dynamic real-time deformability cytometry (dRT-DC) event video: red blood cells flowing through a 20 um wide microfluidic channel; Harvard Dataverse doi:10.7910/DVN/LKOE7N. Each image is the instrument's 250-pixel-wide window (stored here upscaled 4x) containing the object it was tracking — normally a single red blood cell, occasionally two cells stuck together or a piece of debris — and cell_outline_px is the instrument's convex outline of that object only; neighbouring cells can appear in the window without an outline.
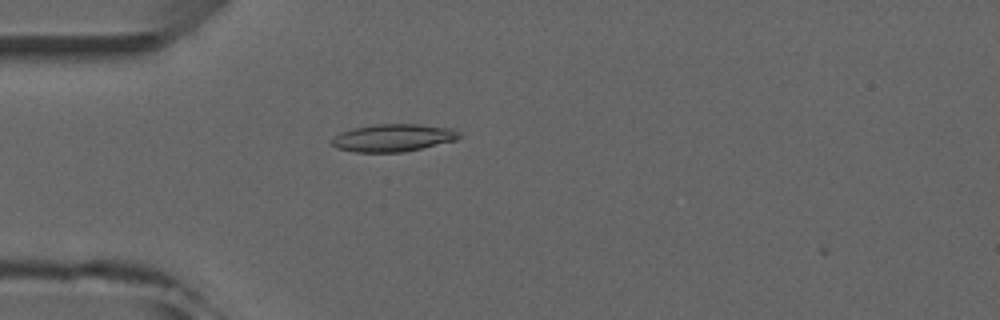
{"species": "common noctule bat (a hibernating species)", "species_latin": "Nyctalus noctula", "temperature_condition": "room temperature", "stored_images_in_passage": 3, "camera_frame_rate_fps": 3000, "um_per_image_px": 0.085, "animal": {"sex": "male", "forearm_length_mm": 52.5}, "frame": {"image": 1, "passage_image": 2, "time_ms": 1.333, "image_size_px": [1000, 320], "cell_outline_px": [[464, 136], [456, 140], [420, 148], [400, 152], [356, 152], [336, 148], [332, 144], [332, 140], [340, 132], [356, 128], [376, 124], [416, 124], [452, 128], [460, 132]], "centroid_in_image_um": [33.46, 11.71], "position_along_channel_um": 51.5, "area_um2": 20.23}}